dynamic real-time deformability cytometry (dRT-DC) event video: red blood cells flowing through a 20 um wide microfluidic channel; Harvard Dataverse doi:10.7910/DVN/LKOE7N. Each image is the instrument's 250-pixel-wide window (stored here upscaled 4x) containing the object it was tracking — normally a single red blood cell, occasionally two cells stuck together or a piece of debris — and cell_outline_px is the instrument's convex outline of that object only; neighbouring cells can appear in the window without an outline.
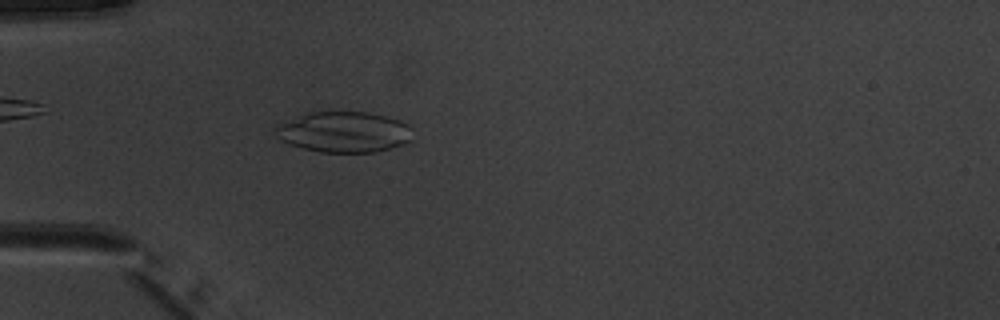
{"species": "common noctule bat (a hibernating species)", "species_latin": "Nyctalus noctula", "temperature_condition": "warm", "stored_images_in_passage": 50, "camera_frame_rate_fps": 3000, "um_per_image_px": 0.085, "animal": {"sex": "male", "body_mass_g": 20.1, "forearm_length_mm": 53.5}, "frame": {"image": 1, "passage_image": 15, "time_ms": 4.667, "image_size_px": [1000, 320], "cell_outline_px": [[412, 140], [404, 144], [376, 152], [320, 152], [288, 144], [280, 140], [276, 136], [276, 128], [280, 124], [304, 112], [368, 112], [400, 120], [408, 124], [412, 128]], "centroid_in_image_um": [29.26, 11.22], "position_along_channel_um": 55.7, "area_um2": 32.66}}
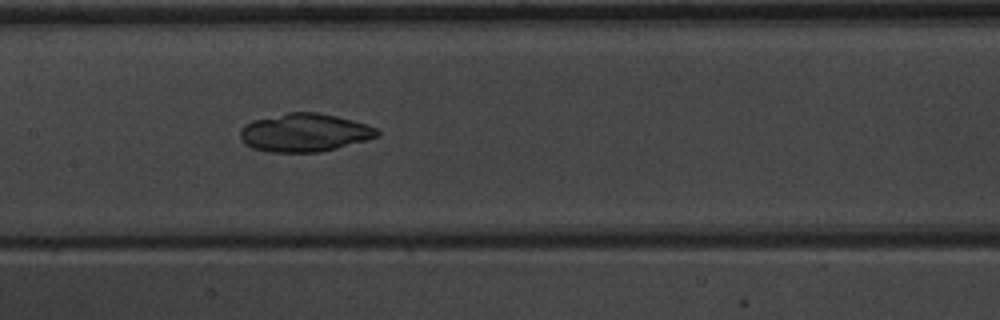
{"frame": {"image": 2, "passage_image": 25, "time_ms": 8.0, "image_size_px": [1000, 320], "cell_outline_px": [[380, 136], [336, 148], [320, 152], [272, 152], [252, 148], [244, 144], [240, 136], [240, 128], [244, 124], [252, 120], [288, 112], [316, 112], [336, 116], [368, 124], [376, 128], [380, 132]], "centroid_in_image_um": [25.87, 11.27], "position_along_channel_um": 181.5, "area_um2": 30.58}}
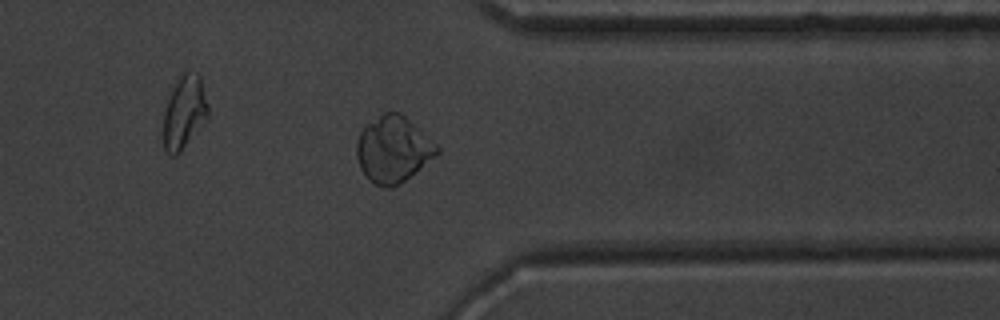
{"frame": {"image": 3, "passage_image": 40, "time_ms": 13.0, "image_size_px": [1000, 320], "cell_outline_px": [[440, 152], [436, 156], [400, 184], [392, 188], [384, 188], [368, 180], [360, 168], [356, 156], [356, 144], [360, 132], [368, 124], [384, 112], [400, 112], [436, 144], [440, 148]], "centroid_in_image_um": [33.41, 12.73], "position_along_channel_um": 378.0, "area_um2": 30.81}}